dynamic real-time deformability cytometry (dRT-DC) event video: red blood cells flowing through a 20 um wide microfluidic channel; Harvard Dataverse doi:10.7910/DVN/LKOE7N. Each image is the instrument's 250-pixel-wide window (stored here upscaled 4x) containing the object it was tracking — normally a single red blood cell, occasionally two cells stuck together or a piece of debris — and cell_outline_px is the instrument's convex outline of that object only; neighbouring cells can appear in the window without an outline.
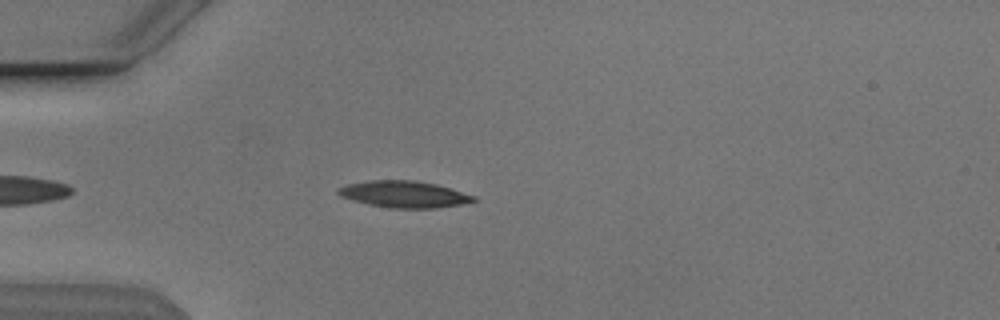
{"species": "Egyptian fruit bat (a non-hibernating species)", "species_latin": "Rousettus aegyptiacus", "temperature_condition": "cold", "stored_images_in_passage": 44, "camera_frame_rate_fps": 3000, "um_per_image_px": 0.085, "animal": {"sex": "male"}, "frame": {"image": 1, "passage_image": 6, "time_ms": 1.667, "image_size_px": [1000, 320], "cell_outline_px": [[476, 200], [460, 204], [436, 208], [388, 208], [368, 204], [352, 200], [340, 196], [336, 192], [336, 188], [348, 184], [368, 180], [416, 180], [436, 184], [476, 196]], "centroid_in_image_um": [34.3, 16.5], "position_along_channel_um": 50.7, "area_um2": 21.04}}
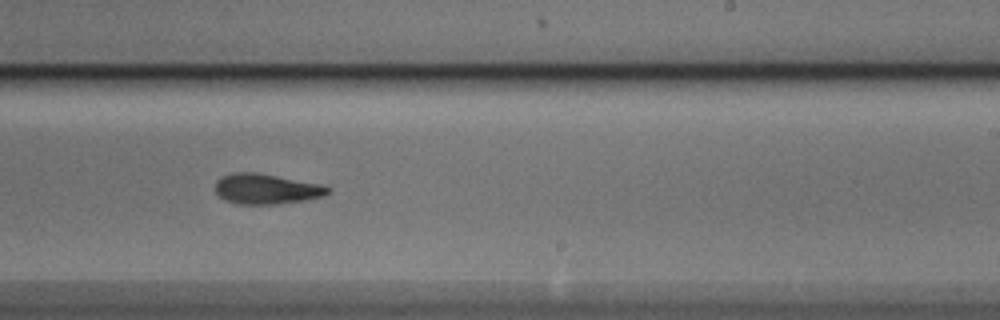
{"frame": {"image": 2, "passage_image": 24, "time_ms": 7.667, "image_size_px": [1000, 320], "cell_outline_px": [[332, 192], [324, 196], [304, 200], [280, 204], [240, 204], [224, 200], [216, 192], [216, 180], [232, 172], [256, 172], [324, 184], [332, 188]], "centroid_in_image_um": [22.7, 16.05], "position_along_channel_um": 266.3, "area_um2": 20.11}}
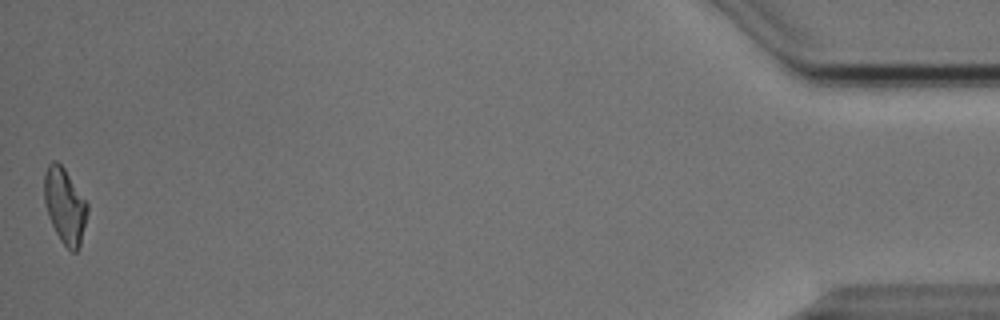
{"frame": {"image": 3, "passage_image": 44, "time_ms": 14.333, "image_size_px": [1000, 320], "cell_outline_px": [[88, 212], [80, 244], [76, 252], [72, 252], [60, 240], [48, 216], [44, 200], [44, 172], [48, 164], [52, 160], [56, 160], [64, 168], [88, 204]], "centroid_in_image_um": [5.5, 17.47], "position_along_channel_um": 429.7, "area_um2": 18.84}, "authors_computed_cell_mechanics": {"area_um2": 19.9988, "velocity_mm_per_s": 3.8448, "shape_relaxation_time_tau1_ms": 4.5421, "shape_relaxation_time_tau2_ms": 6.1582, "deformation_change_tau1": 0.1437, "deformation_change_tau2": 0.1671}}